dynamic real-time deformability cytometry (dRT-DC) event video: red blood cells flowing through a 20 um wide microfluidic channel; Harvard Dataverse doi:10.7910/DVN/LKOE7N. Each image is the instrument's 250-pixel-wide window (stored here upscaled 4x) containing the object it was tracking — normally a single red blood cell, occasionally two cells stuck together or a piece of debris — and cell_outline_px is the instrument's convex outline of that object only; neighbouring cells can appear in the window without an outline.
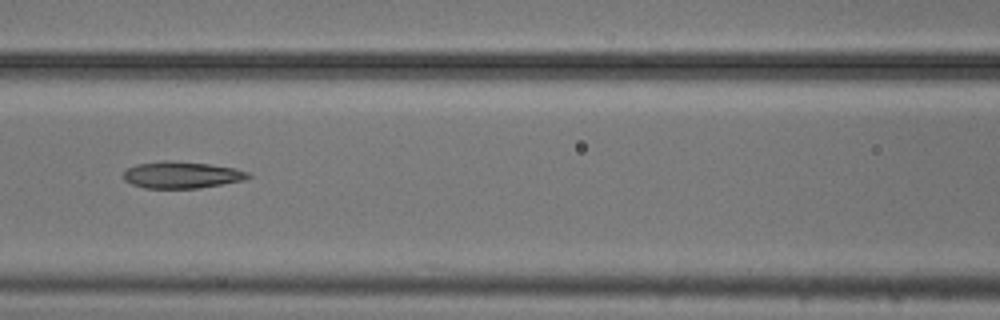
{"species": "common noctule bat (a hibernating species)", "species_latin": "Nyctalus noctula", "temperature_condition": "cold", "stored_images_in_passage": 13, "camera_frame_rate_fps": 3000, "um_per_image_px": 0.085, "animal": {"sex": "male", "body_mass_g": 20.5, "forearm_length_mm": 52.5}, "frame": {"image": 1, "passage_image": 6, "time_ms": 1.667, "image_size_px": [1000, 320], "cell_outline_px": [[252, 176], [244, 180], [200, 188], [144, 188], [132, 184], [124, 180], [124, 172], [128, 168], [136, 164], [164, 160], [172, 160], [208, 164], [236, 168], [248, 172]], "centroid_in_image_um": [15.45, 14.86], "position_along_channel_um": 151.2, "area_um2": 19.48}}
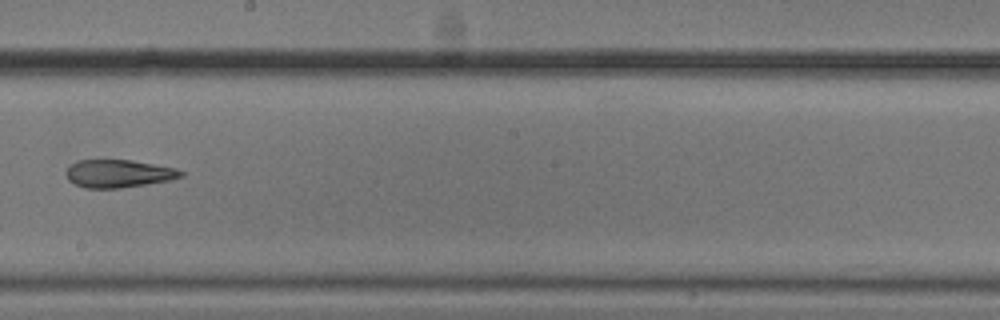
{"frame": {"image": 2, "passage_image": 8, "time_ms": 2.333, "image_size_px": [1000, 320], "cell_outline_px": [[184, 176], [168, 180], [120, 188], [84, 188], [68, 180], [64, 172], [76, 160], [132, 160], [176, 168], [184, 172]], "centroid_in_image_um": [10.05, 14.75], "position_along_channel_um": 238.1, "area_um2": 18.55}}
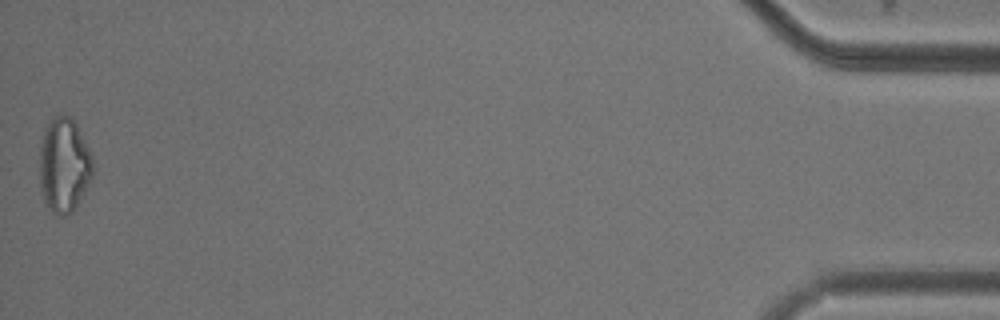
{"frame": {"image": 3, "passage_image": 13, "time_ms": 4.0, "image_size_px": [1000, 320], "cell_outline_px": [[96, 172], [72, 212], [64, 216], [60, 216], [52, 212], [44, 204], [40, 188], [40, 148], [44, 128], [48, 120], [56, 116], [72, 116], [92, 156], [96, 168]], "centroid_in_image_um": [5.45, 14.05], "position_along_channel_um": 429.7, "area_um2": 29.82}}